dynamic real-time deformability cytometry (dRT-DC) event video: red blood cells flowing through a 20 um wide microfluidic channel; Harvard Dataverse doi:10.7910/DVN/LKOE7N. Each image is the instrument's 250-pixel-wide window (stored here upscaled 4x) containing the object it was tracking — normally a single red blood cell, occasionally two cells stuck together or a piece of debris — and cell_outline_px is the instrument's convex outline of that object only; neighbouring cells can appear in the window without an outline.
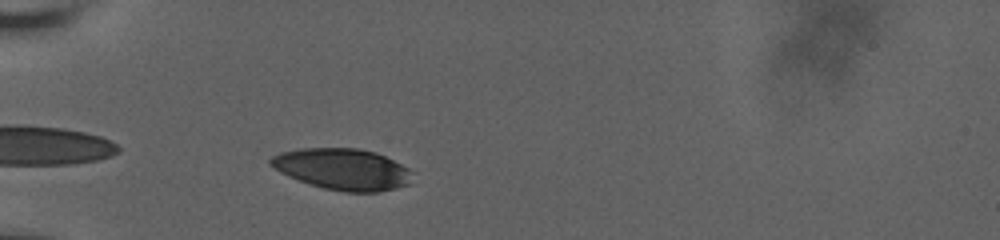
{"species": "human", "species_latin": "Homo sapiens", "temperature_condition": "room temperature", "stored_images_in_passage": 4, "camera_frame_rate_fps": 3000, "um_per_image_px": 0.085, "donor": {"sex": "male"}, "frame": {"image": 1, "passage_image": 1, "time_ms": 0.0, "image_size_px": [1000, 240], "cell_outline_px": [[416, 172], [412, 184], [380, 192], [344, 192], [324, 188], [308, 184], [288, 176], [280, 172], [268, 164], [268, 160], [272, 156], [280, 152], [300, 148], [356, 148], [376, 152]], "centroid_in_image_um": [29.15, 14.39], "position_along_channel_um": 55.8, "area_um2": 34.62}}
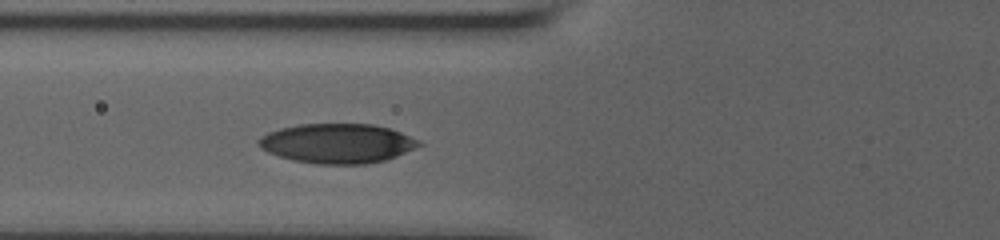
{"frame": {"image": 2, "passage_image": 4, "time_ms": 1.667, "image_size_px": [1000, 240], "cell_outline_px": [[424, 144], [396, 156], [384, 160], [364, 164], [316, 164], [292, 160], [268, 152], [260, 148], [256, 144], [256, 140], [260, 136], [268, 132], [280, 128], [300, 124], [372, 124], [388, 128], [400, 132], [420, 140]], "centroid_in_image_um": [28.64, 12.19], "position_along_channel_um": 97.2, "area_um2": 37.05}}